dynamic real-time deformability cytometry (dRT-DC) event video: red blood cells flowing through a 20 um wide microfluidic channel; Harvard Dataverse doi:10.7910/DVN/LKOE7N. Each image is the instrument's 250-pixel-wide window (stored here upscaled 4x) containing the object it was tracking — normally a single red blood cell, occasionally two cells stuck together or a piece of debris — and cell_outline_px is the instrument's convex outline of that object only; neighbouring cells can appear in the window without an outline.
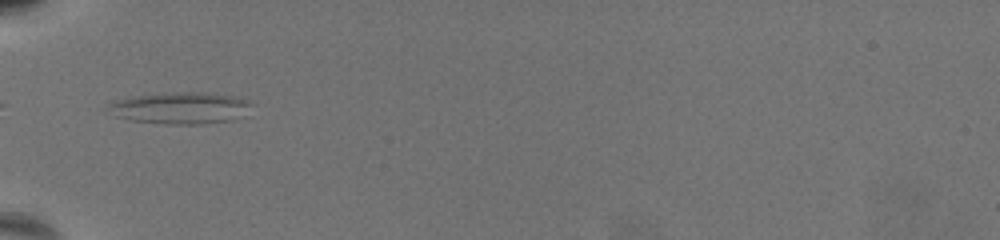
{"species": "common noctule bat (a hibernating species)", "species_latin": "Nyctalus noctula", "temperature_condition": "warm", "stored_images_in_passage": 42, "camera_frame_rate_fps": 3000, "um_per_image_px": 0.085, "animal": {"sex": "female", "body_mass_g": 19.5, "forearm_length_mm": 54.1}, "frame": {"image": 1, "passage_image": 1, "time_ms": 0.0, "image_size_px": [1000, 240], "cell_outline_px": [[248, 104], [228, 120], [200, 124], [164, 124], [132, 120], [112, 116], [108, 104], [116, 100], [140, 96], [180, 92], [208, 92], [232, 96], [244, 100]], "centroid_in_image_um": [15.16, 9.18], "position_along_channel_um": 69.8, "area_um2": 25.14}}
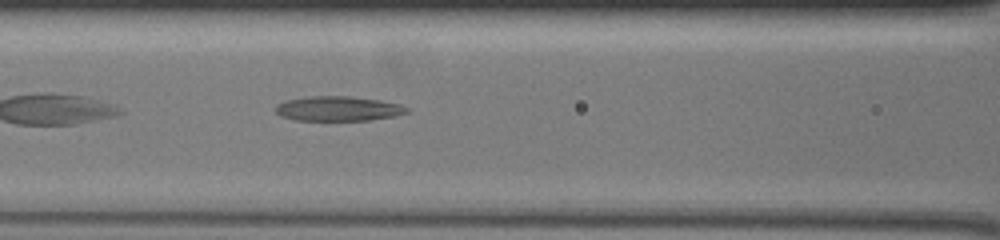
{"frame": {"image": 2, "passage_image": 8, "time_ms": 2.333, "image_size_px": [1000, 240], "cell_outline_px": [[412, 112], [396, 116], [372, 120], [296, 120], [280, 116], [276, 112], [276, 104], [288, 100], [308, 96], [352, 96], [380, 100], [400, 104], [408, 108]], "centroid_in_image_um": [28.8, 9.23], "position_along_channel_um": 137.8, "area_um2": 19.07}}
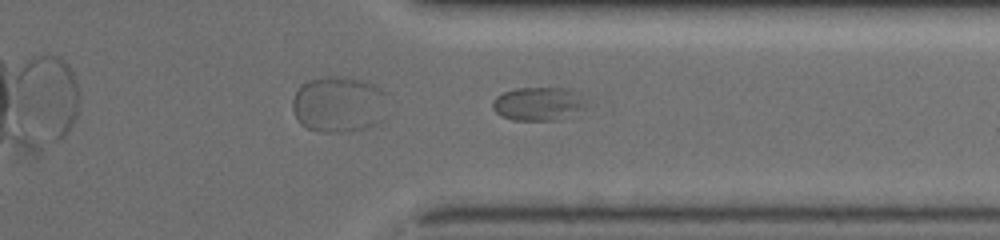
{"frame": {"image": 3, "passage_image": 30, "time_ms": 9.667, "image_size_px": [1000, 240], "cell_outline_px": [[584, 108], [560, 120], [512, 120], [500, 116], [492, 108], [492, 100], [496, 96], [504, 92], [516, 88], [568, 88], [584, 104]], "centroid_in_image_um": [45.63, 8.84], "position_along_channel_um": 365.8, "area_um2": 17.86}}